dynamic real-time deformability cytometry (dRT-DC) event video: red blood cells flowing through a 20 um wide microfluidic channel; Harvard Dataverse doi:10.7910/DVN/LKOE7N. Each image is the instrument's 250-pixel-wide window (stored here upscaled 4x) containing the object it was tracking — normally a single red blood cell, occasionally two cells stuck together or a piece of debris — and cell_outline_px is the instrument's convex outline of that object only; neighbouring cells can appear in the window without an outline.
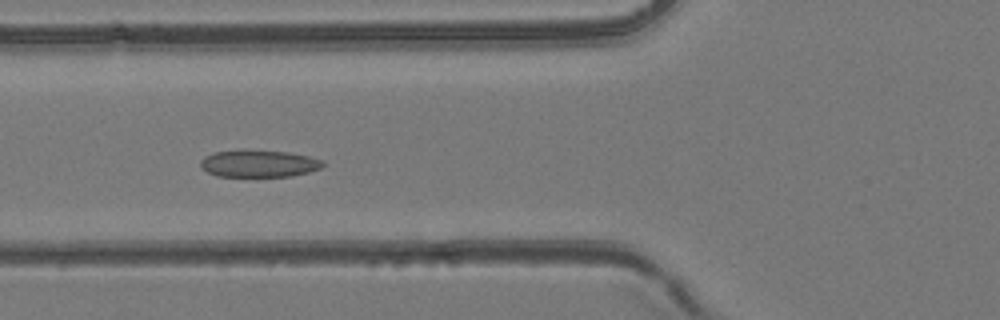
{"species": "common noctule bat (a hibernating species)", "species_latin": "Nyctalus noctula", "temperature_condition": "room temperature", "stored_images_in_passage": 46, "camera_frame_rate_fps": 3000, "um_per_image_px": 0.085, "animal": {"sex": "female", "body_mass_g": 24.6, "forearm_length_mm": 56.2}, "frame": {"image": 1, "passage_image": 15, "time_ms": 4.667, "image_size_px": [1000, 320], "cell_outline_px": [[324, 164], [320, 168], [308, 172], [292, 176], [216, 176], [200, 168], [200, 160], [204, 156], [212, 152], [288, 152], [308, 156], [324, 160]], "centroid_in_image_um": [22.0, 13.93], "position_along_channel_um": 103.8, "area_um2": 18.73}}
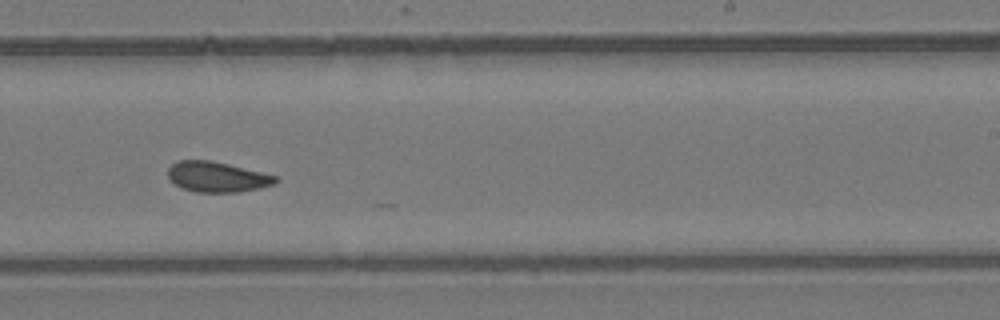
{"frame": {"image": 2, "passage_image": 27, "time_ms": 8.667, "image_size_px": [1000, 320], "cell_outline_px": [[280, 180], [276, 184], [236, 192], [196, 192], [184, 188], [176, 184], [168, 176], [168, 168], [176, 160], [212, 160], [276, 176]], "centroid_in_image_um": [18.44, 15.02], "position_along_channel_um": 270.6, "area_um2": 18.79}}
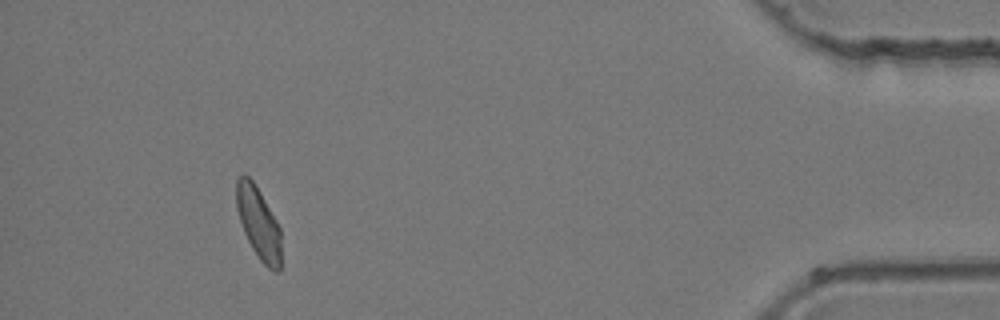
{"frame": {"image": 3, "passage_image": 42, "time_ms": 13.667, "image_size_px": [1000, 320], "cell_outline_px": [[280, 272], [276, 272], [268, 268], [260, 260], [252, 248], [244, 232], [236, 208], [236, 180], [244, 172], [252, 180], [260, 192], [276, 220], [280, 228]], "centroid_in_image_um": [21.96, 18.94], "position_along_channel_um": 413.2, "area_um2": 18.61}}